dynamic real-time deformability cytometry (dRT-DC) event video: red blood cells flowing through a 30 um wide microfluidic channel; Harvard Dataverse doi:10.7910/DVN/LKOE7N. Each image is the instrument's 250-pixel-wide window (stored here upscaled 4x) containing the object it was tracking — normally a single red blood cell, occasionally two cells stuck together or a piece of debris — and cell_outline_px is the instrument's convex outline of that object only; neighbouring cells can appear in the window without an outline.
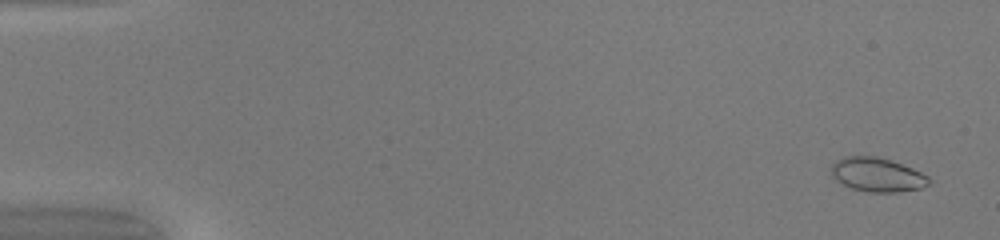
{"species": "common noctule bat (a hibernating species)", "species_latin": "Nyctalus noctula", "temperature_condition": "warm", "stored_images_in_passage": 51, "camera_frame_rate_fps": 3000, "um_per_image_px": 0.085, "animal": {"sex": "female", "body_mass_g": 20.0, "forearm_length_mm": 54.0}, "frame": {"image": 1, "passage_image": 3, "time_ms": 0.667, "image_size_px": [1000, 240], "cell_outline_px": [[932, 184], [920, 188], [896, 192], [868, 192], [852, 188], [836, 180], [832, 176], [832, 164], [836, 160], [844, 156], [876, 156], [892, 160], [912, 168], [928, 176], [932, 180]], "centroid_in_image_um": [74.59, 14.84], "position_along_channel_um": 10.4, "area_um2": 19.42}}
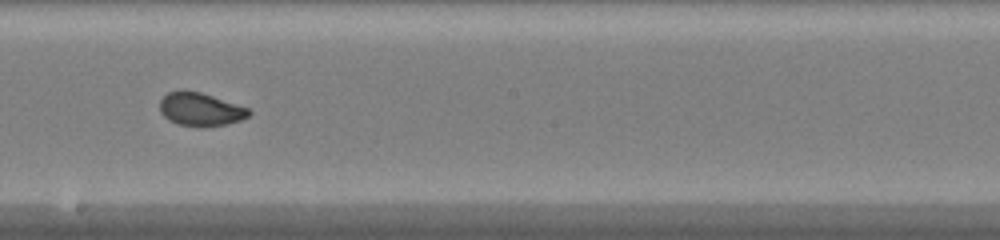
{"frame": {"image": 2, "passage_image": 30, "time_ms": 9.667, "image_size_px": [1000, 240], "cell_outline_px": [[252, 112], [248, 116], [240, 120], [224, 124], [204, 128], [176, 124], [168, 120], [160, 112], [160, 100], [168, 92], [180, 88], [184, 88], [200, 92], [248, 108]], "centroid_in_image_um": [16.98, 9.28], "position_along_channel_um": 231.2, "area_um2": 17.51}}
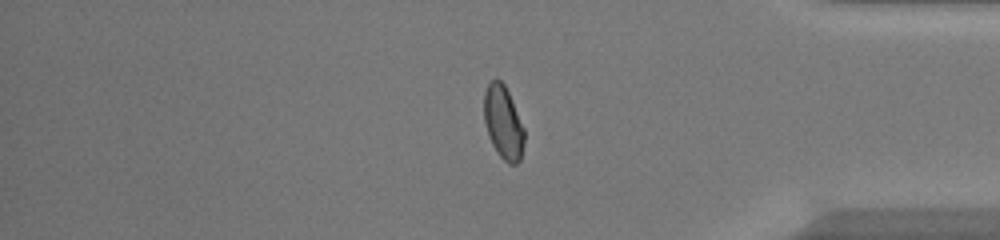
{"frame": {"image": 3, "passage_image": 43, "time_ms": 14.0, "image_size_px": [1000, 240], "cell_outline_px": [[524, 140], [520, 160], [516, 164], [508, 164], [496, 152], [488, 136], [484, 120], [484, 92], [488, 84], [492, 80], [500, 80], [504, 84], [508, 92], [524, 128]], "centroid_in_image_um": [42.76, 10.43], "position_along_channel_um": 392.4, "area_um2": 17.05}, "authors_computed_cell_mechanics": {"area_um2": 17.8602, "velocity_mm_per_s": 4.2036, "shape_relaxation_time_tau1_ms": 10.0871, "shape_relaxation_time_tau2_ms": null, "deformation_change_tau1": 0.2553, "deformation_change_tau2": null}}